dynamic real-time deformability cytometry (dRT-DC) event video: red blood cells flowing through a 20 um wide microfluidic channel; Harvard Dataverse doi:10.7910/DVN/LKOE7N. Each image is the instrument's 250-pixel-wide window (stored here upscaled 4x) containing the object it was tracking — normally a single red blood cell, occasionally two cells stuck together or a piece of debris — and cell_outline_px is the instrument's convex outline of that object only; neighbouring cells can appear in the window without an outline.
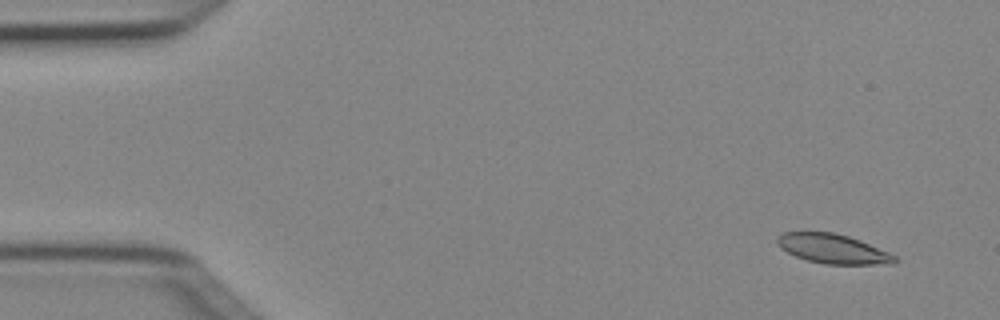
{"species": "Egyptian fruit bat (a non-hibernating species)", "species_latin": "Rousettus aegyptiacus", "temperature_condition": "cold", "stored_images_in_passage": 5, "camera_frame_rate_fps": 3000, "um_per_image_px": 0.085, "animal": {"sex": "female"}, "frame": {"image": 1, "passage_image": 1, "time_ms": 0.0, "image_size_px": [1000, 320], "cell_outline_px": [[900, 260], [896, 264], [824, 264], [808, 260], [796, 256], [780, 248], [776, 244], [776, 236], [784, 232], [832, 232], [848, 236], [860, 240], [888, 252], [896, 256]], "centroid_in_image_um": [70.8, 21.15], "position_along_channel_um": 14.2, "area_um2": 20.23}}
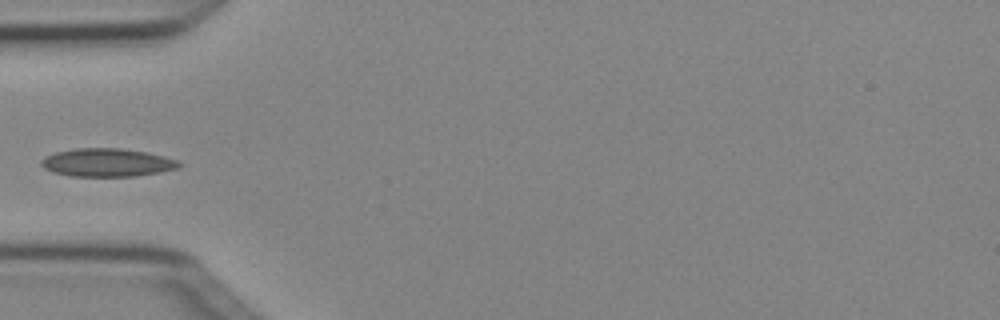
{"frame": {"image": 2, "passage_image": 4, "time_ms": 1.0, "image_size_px": [1000, 320], "cell_outline_px": [[184, 164], [180, 168], [160, 172], [136, 176], [68, 176], [52, 172], [44, 168], [40, 164], [40, 160], [44, 156], [56, 152], [76, 148], [120, 148], [148, 152], [164, 156], [176, 160]], "centroid_in_image_um": [9.11, 13.82], "position_along_channel_um": 75.9, "area_um2": 22.89}}
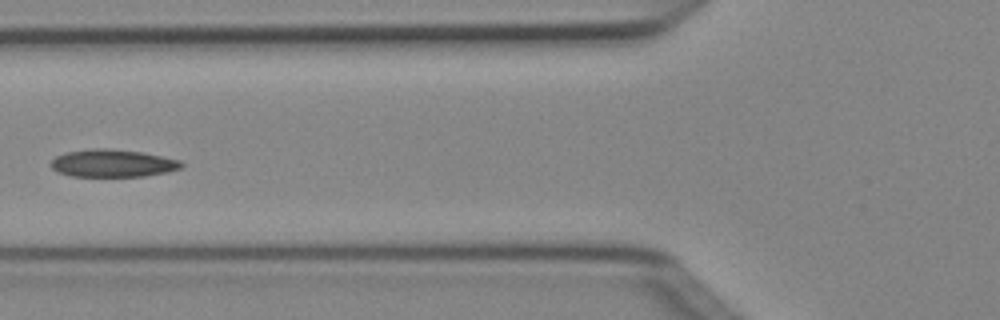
{"frame": {"image": 3, "passage_image": 5, "time_ms": 1.333, "image_size_px": [1000, 320], "cell_outline_px": [[184, 168], [144, 176], [72, 176], [56, 172], [48, 164], [56, 156], [64, 152], [92, 148], [108, 148], [144, 152], [180, 160], [184, 164]], "centroid_in_image_um": [9.55, 13.86], "position_along_channel_um": 116.2, "area_um2": 21.21}}